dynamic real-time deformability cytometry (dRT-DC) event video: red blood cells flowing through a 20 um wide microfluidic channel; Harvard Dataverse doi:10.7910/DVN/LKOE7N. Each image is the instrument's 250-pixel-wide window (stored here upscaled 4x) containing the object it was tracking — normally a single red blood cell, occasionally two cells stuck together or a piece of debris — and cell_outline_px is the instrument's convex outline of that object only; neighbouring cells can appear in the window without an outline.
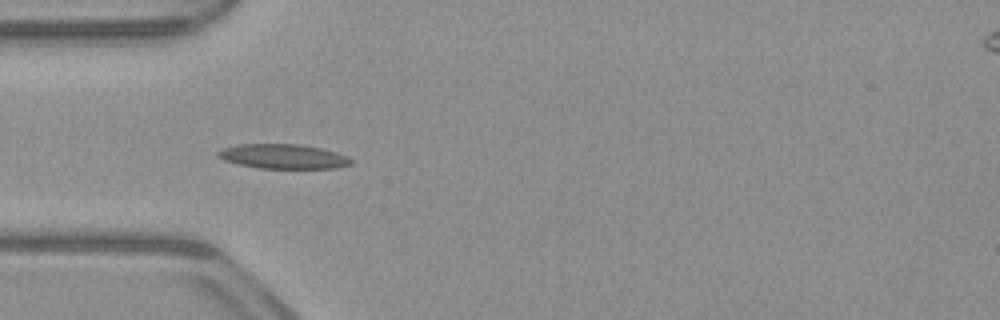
{"species": "common noctule bat (a hibernating species)", "species_latin": "Nyctalus noctula", "temperature_condition": "warm", "stored_images_in_passage": 34, "camera_frame_rate_fps": 3000, "um_per_image_px": 0.085, "animal": {"sex": "male", "body_mass_g": 23.1, "forearm_length_mm": 52.7}, "frame": {"image": 1, "passage_image": 4, "time_ms": 1.0, "image_size_px": [1000, 320], "cell_outline_px": [[352, 164], [336, 168], [260, 168], [240, 164], [224, 160], [216, 152], [224, 148], [240, 144], [300, 144], [320, 148], [336, 152], [348, 156], [352, 160]], "centroid_in_image_um": [24.12, 13.29], "position_along_channel_um": 60.9, "area_um2": 18.84}}
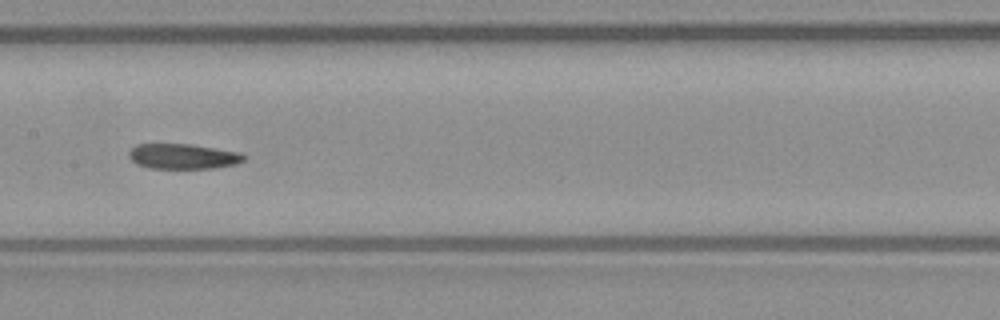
{"frame": {"image": 2, "passage_image": 14, "time_ms": 4.333, "image_size_px": [1000, 320], "cell_outline_px": [[248, 156], [244, 160], [236, 164], [216, 168], [148, 168], [136, 164], [128, 156], [128, 152], [136, 144], [188, 144], [216, 148], [240, 152]], "centroid_in_image_um": [15.57, 13.29], "position_along_channel_um": 191.8, "area_um2": 16.99}}
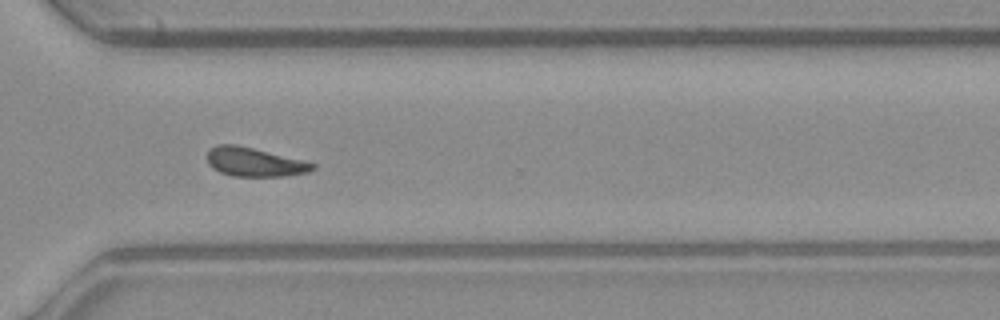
{"frame": {"image": 3, "passage_image": 26, "time_ms": 8.333, "image_size_px": [1000, 320], "cell_outline_px": [[316, 168], [308, 172], [284, 176], [232, 176], [220, 172], [212, 168], [208, 164], [208, 148], [220, 144], [236, 144], [304, 160], [316, 164]], "centroid_in_image_um": [21.62, 13.77], "position_along_channel_um": 349.0, "area_um2": 17.8}}